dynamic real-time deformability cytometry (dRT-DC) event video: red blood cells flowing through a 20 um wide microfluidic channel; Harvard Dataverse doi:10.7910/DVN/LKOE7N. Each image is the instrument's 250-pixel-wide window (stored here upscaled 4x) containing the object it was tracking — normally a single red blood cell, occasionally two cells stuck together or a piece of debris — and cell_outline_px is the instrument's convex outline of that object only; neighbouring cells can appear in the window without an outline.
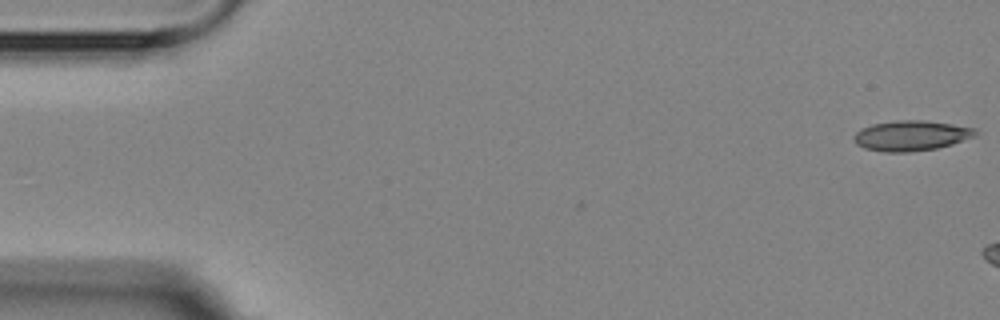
{"species": "Egyptian fruit bat (a non-hibernating species)", "species_latin": "Rousettus aegyptiacus", "temperature_condition": "room temperature", "stored_images_in_passage": 4, "camera_frame_rate_fps": 3000, "um_per_image_px": 0.085, "animal": {"sex": "female"}, "frame": {"image": 1, "passage_image": 1, "time_ms": 0.0, "image_size_px": [1000, 320], "cell_outline_px": [[976, 136], [952, 144], [936, 148], [908, 152], [884, 152], [864, 148], [856, 144], [852, 136], [860, 128], [872, 124], [896, 120], [924, 120], [952, 124], [976, 128]], "centroid_in_image_um": [77.42, 11.52], "position_along_channel_um": 7.6, "area_um2": 21.5}}